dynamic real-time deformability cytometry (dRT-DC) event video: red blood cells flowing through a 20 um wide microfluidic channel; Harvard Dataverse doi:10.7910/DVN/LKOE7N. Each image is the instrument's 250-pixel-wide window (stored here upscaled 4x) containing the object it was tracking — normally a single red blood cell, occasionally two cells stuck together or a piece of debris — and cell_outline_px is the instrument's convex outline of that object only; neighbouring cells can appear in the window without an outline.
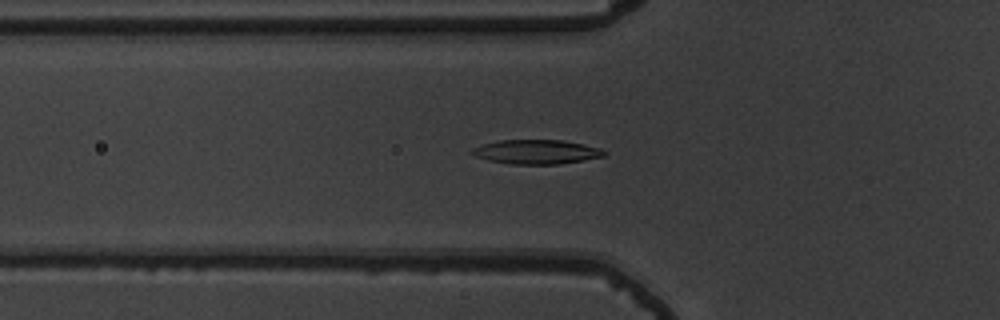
{"species": "common noctule bat (a hibernating species)", "species_latin": "Nyctalus noctula", "temperature_condition": "warm", "stored_images_in_passage": 56, "camera_frame_rate_fps": 3000, "um_per_image_px": 0.085, "animal": {"sex": "male", "body_mass_g": 19.5, "forearm_length_mm": 54.6}, "frame": {"image": 1, "passage_image": 21, "time_ms": 6.667, "image_size_px": [1000, 320], "cell_outline_px": [[608, 152], [604, 156], [584, 160], [560, 164], [512, 164], [488, 160], [476, 156], [468, 152], [472, 148], [484, 144], [500, 140], [564, 140], [584, 144], [600, 148]], "centroid_in_image_um": [45.62, 12.9], "position_along_channel_um": 80.2, "area_um2": 18.73}}
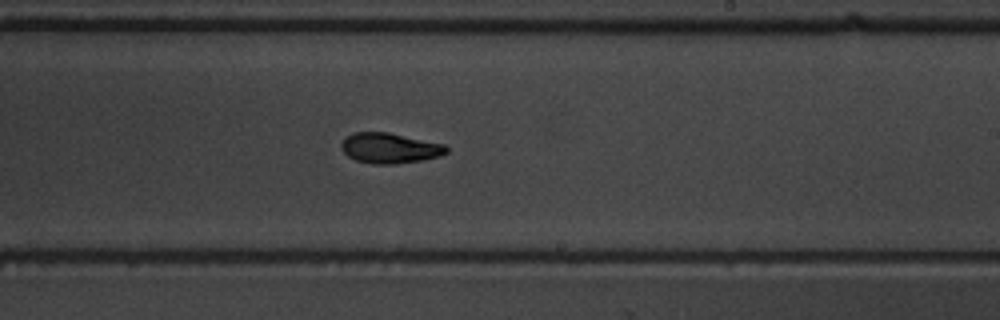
{"frame": {"image": 2, "passage_image": 35, "time_ms": 11.333, "image_size_px": [1000, 320], "cell_outline_px": [[448, 152], [440, 156], [424, 160], [396, 164], [372, 164], [356, 160], [348, 156], [340, 148], [340, 144], [344, 136], [352, 132], [388, 132], [444, 144], [448, 148]], "centroid_in_image_um": [33.1, 12.59], "position_along_channel_um": 255.9, "area_um2": 18.84}}
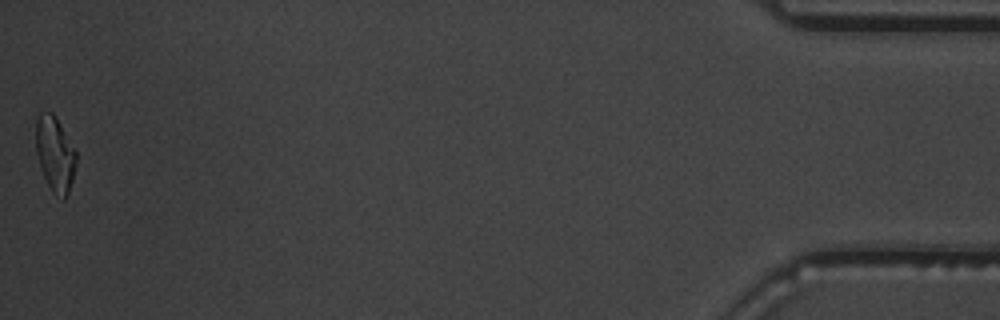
{"frame": {"image": 3, "passage_image": 56, "time_ms": 18.333, "image_size_px": [1000, 320], "cell_outline_px": [[76, 164], [72, 180], [68, 192], [64, 200], [52, 192], [44, 176], [36, 152], [36, 116], [40, 112], [52, 112], [56, 116], [76, 148]], "centroid_in_image_um": [4.69, 13.04], "position_along_channel_um": 430.5, "area_um2": 17.74}, "authors_computed_cell_mechanics": {"area_um2": 18.4382, "velocity_mm_per_s": 3.7598, "shape_relaxation_time_tau1_ms": 3.8056, "shape_relaxation_time_tau2_ms": 4.1122, "deformation_change_tau1": 0.163, "deformation_change_tau2": 0.1027}}